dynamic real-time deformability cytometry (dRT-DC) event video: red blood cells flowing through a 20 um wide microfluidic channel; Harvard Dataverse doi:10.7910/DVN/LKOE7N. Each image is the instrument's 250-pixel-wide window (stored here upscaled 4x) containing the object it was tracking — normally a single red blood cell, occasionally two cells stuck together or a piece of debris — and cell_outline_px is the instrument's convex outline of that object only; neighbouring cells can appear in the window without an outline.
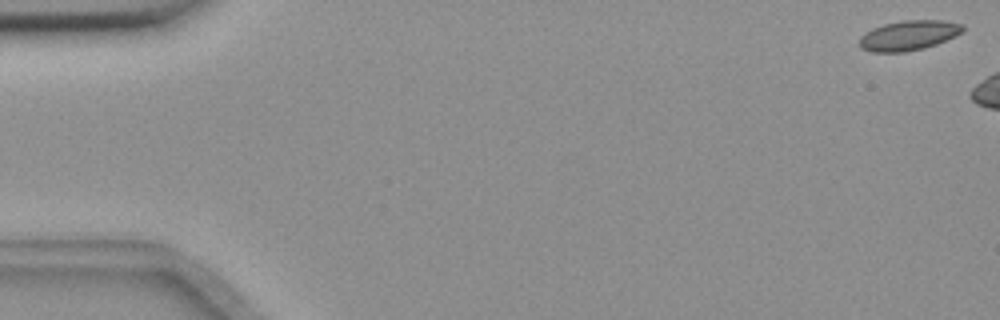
{"species": "common noctule bat (a hibernating species)", "species_latin": "Nyctalus noctula", "temperature_condition": "room temperature", "stored_images_in_passage": 11, "camera_frame_rate_fps": 3000, "um_per_image_px": 0.085, "animal": {"sex": "female", "body_mass_g": 18.4}, "frame": {"image": 1, "passage_image": 1, "time_ms": 0.0, "image_size_px": [1000, 320], "cell_outline_px": [[964, 32], [956, 36], [936, 44], [924, 48], [904, 52], [872, 52], [860, 48], [860, 36], [864, 32], [872, 28], [884, 24], [900, 20], [944, 20], [964, 24]], "centroid_in_image_um": [77.25, 3.0], "position_along_channel_um": 7.7, "area_um2": 18.26}}
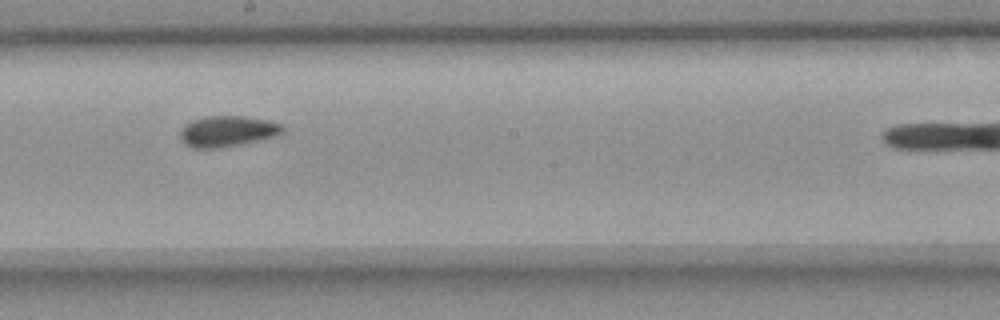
{"frame": {"image": 2, "passage_image": 8, "time_ms": 2.333, "image_size_px": [1000, 320], "cell_outline_px": [[284, 132], [280, 136], [220, 148], [192, 148], [184, 144], [180, 140], [180, 132], [184, 124], [192, 120], [208, 116], [244, 116], [268, 120], [284, 124]], "centroid_in_image_um": [19.36, 11.16], "position_along_channel_um": 228.8, "area_um2": 18.79}}
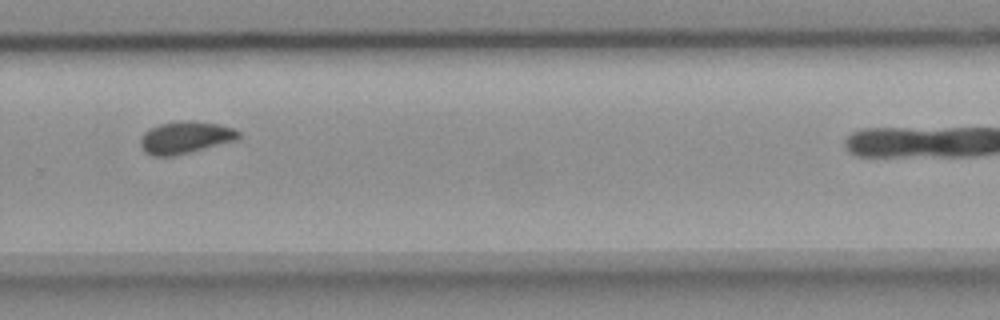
{"frame": {"image": 3, "passage_image": 10, "time_ms": 3.0, "image_size_px": [1000, 320], "cell_outline_px": [[240, 136], [236, 140], [172, 156], [152, 156], [144, 152], [140, 144], [140, 140], [144, 132], [148, 128], [160, 124], [184, 120], [196, 120], [220, 124], [232, 128], [240, 132]], "centroid_in_image_um": [15.73, 11.67], "position_along_channel_um": 314.1, "area_um2": 18.38}}